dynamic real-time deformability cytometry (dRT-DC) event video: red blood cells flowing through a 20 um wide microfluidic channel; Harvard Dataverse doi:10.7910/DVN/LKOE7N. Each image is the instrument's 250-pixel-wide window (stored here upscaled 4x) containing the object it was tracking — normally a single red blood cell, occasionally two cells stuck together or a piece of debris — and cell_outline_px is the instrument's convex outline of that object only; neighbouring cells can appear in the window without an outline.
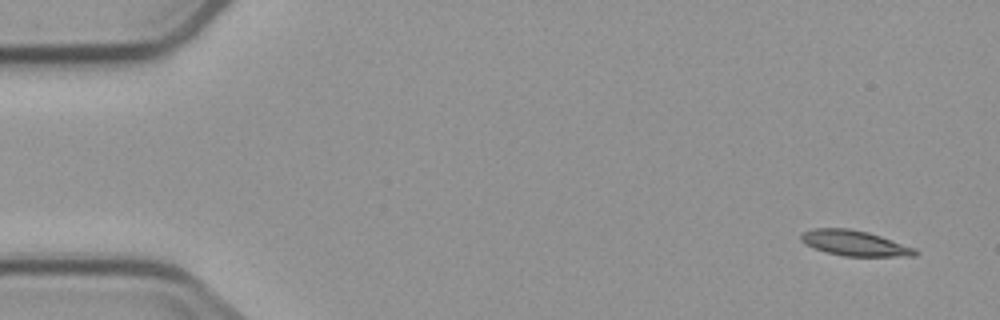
{"species": "common noctule bat (a hibernating species)", "species_latin": "Nyctalus noctula", "temperature_condition": "cold", "stored_images_in_passage": 6, "segment_of_instrument_passage": [2, 2], "camera_frame_rate_fps": 3000, "um_per_image_px": 0.085, "animal": {"sex": "male", "body_mass_g": 23.1, "forearm_length_mm": 52.7}, "frame": {"image": 1, "passage_image": 6, "time_ms": 6.0, "image_size_px": [1000, 320], "cell_outline_px": [[920, 252], [916, 256], [844, 256], [824, 252], [804, 244], [800, 240], [800, 236], [804, 232], [812, 228], [848, 228], [868, 232], [916, 248]], "centroid_in_image_um": [72.64, 20.67], "position_along_channel_um": 12.4, "area_um2": 16.99}}